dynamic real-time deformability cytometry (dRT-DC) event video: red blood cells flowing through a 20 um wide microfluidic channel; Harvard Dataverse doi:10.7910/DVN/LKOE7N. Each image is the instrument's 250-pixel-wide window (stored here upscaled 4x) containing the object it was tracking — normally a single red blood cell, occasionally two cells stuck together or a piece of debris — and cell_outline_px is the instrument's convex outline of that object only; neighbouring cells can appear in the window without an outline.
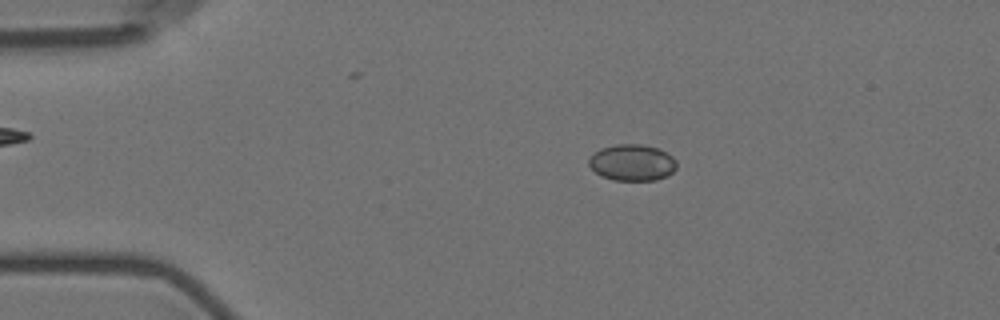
{"species": "Egyptian fruit bat (a non-hibernating species)", "species_latin": "Rousettus aegyptiacus", "temperature_condition": "room temperature", "stored_images_in_passage": 12, "camera_frame_rate_fps": 3000, "um_per_image_px": 0.085, "animal": {"sex": "female"}, "frame": {"image": 1, "passage_image": 2, "time_ms": 2.0, "image_size_px": [1000, 320], "cell_outline_px": [[676, 168], [668, 176], [656, 180], [612, 180], [600, 176], [588, 164], [588, 156], [600, 148], [616, 144], [640, 144], [660, 148], [672, 156], [676, 160]], "centroid_in_image_um": [53.72, 13.81], "position_along_channel_um": 31.3, "area_um2": 18.9}}
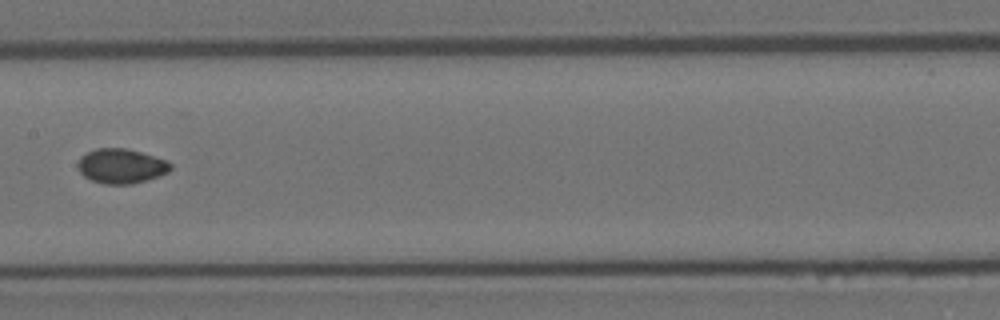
{"frame": {"image": 2, "passage_image": 7, "time_ms": 8.0, "image_size_px": [1000, 320], "cell_outline_px": [[172, 168], [168, 172], [160, 176], [132, 184], [104, 184], [92, 180], [84, 176], [80, 172], [76, 164], [80, 156], [96, 148], [124, 148], [140, 152], [168, 160], [172, 164]], "centroid_in_image_um": [10.31, 14.11], "position_along_channel_um": 197.1, "area_um2": 18.84}}
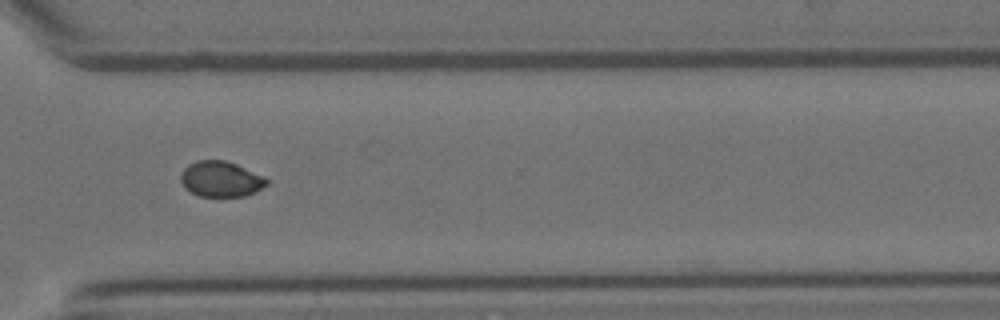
{"frame": {"image": 3, "passage_image": 11, "time_ms": 12.333, "image_size_px": [1000, 320], "cell_outline_px": [[268, 184], [244, 196], [200, 196], [184, 188], [180, 180], [180, 176], [184, 168], [188, 164], [196, 160], [224, 160], [236, 164], [264, 176], [268, 180]], "centroid_in_image_um": [18.74, 15.2], "position_along_channel_um": 351.9, "area_um2": 17.69}}